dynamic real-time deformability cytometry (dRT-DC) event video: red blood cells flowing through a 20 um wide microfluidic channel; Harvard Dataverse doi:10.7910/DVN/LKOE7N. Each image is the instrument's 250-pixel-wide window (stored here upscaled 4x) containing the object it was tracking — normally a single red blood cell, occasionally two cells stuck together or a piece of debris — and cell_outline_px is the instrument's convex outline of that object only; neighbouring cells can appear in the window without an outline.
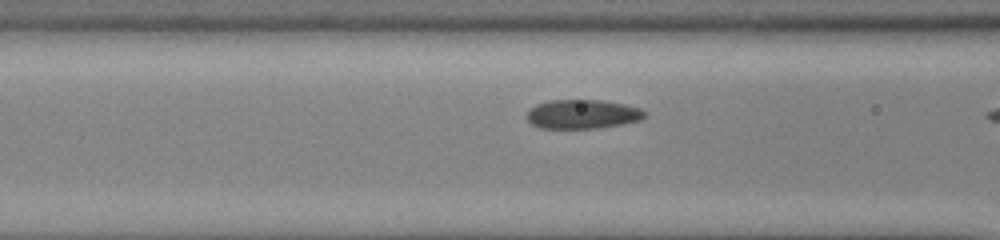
{"species": "common noctule bat (a hibernating species)", "species_latin": "Nyctalus noctula", "temperature_condition": "cold", "stored_images_in_passage": 19, "camera_frame_rate_fps": 3000, "um_per_image_px": 0.085, "animal": {"sex": "male", "body_mass_g": 13.0, "forearm_length_mm": 53.1}, "frame": {"image": 1, "passage_image": 18, "time_ms": 5.667, "image_size_px": [1000, 240], "cell_outline_px": [[648, 116], [640, 120], [620, 124], [596, 128], [540, 128], [532, 124], [528, 120], [528, 112], [536, 104], [548, 100], [600, 100], [624, 104], [640, 108], [648, 112]], "centroid_in_image_um": [49.55, 9.7], "position_along_channel_um": 117.0, "area_um2": 19.94}}